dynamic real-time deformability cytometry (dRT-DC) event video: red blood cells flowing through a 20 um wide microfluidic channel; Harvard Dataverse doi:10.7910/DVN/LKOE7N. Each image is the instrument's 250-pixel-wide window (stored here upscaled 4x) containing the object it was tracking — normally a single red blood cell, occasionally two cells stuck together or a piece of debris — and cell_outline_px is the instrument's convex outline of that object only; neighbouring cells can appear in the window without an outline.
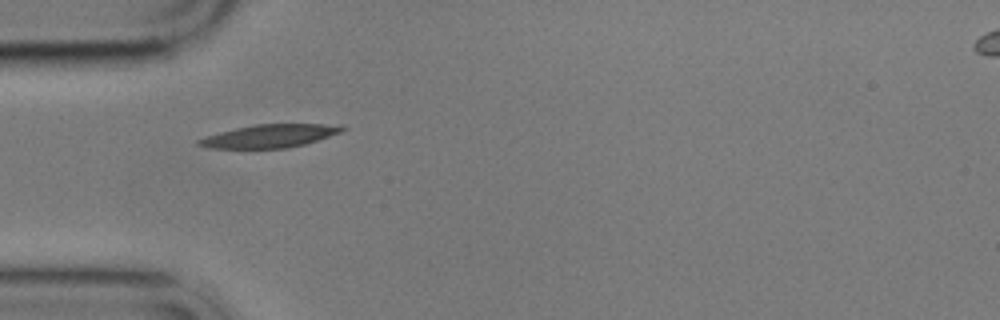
{"species": "common noctule bat (a hibernating species)", "species_latin": "Nyctalus noctula", "temperature_condition": "cold", "stored_images_in_passage": 3, "camera_frame_rate_fps": 3000, "um_per_image_px": 0.085, "animal": {"sex": "male", "body_mass_g": 17.9}, "frame": {"image": 1, "passage_image": 1, "time_ms": 0.0, "image_size_px": [1000, 320], "cell_outline_px": [[348, 128], [340, 132], [304, 144], [288, 148], [208, 148], [196, 144], [196, 140], [204, 136], [236, 128], [256, 124], [340, 124]], "centroid_in_image_um": [22.91, 11.55], "position_along_channel_um": 62.1, "area_um2": 19.25}}
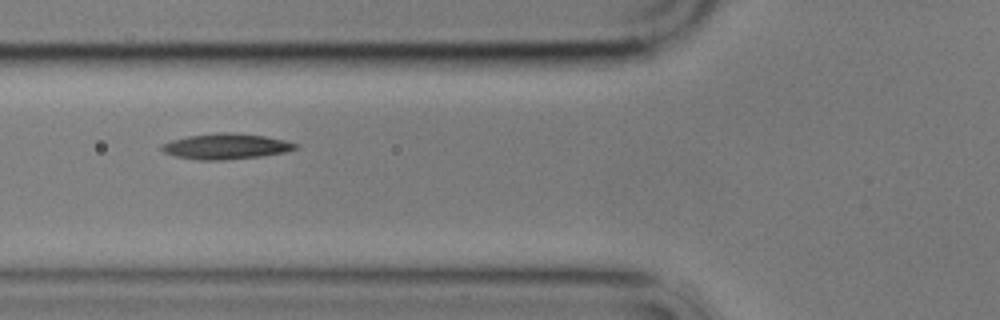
{"frame": {"image": 2, "passage_image": 2, "time_ms": 1.333, "image_size_px": [1000, 320], "cell_outline_px": [[300, 148], [284, 152], [260, 156], [224, 160], [200, 160], [176, 156], [164, 152], [160, 148], [160, 144], [172, 140], [188, 136], [216, 132], [228, 132], [264, 136], [284, 140], [300, 144]], "centroid_in_image_um": [19.22, 12.44], "position_along_channel_um": 106.6, "area_um2": 19.94}}
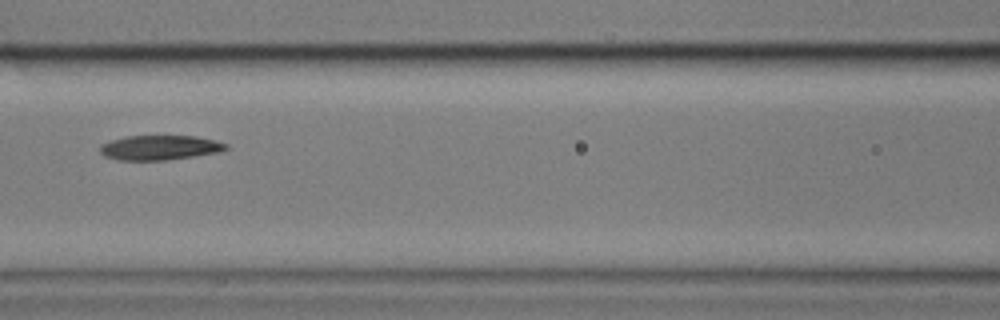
{"frame": {"image": 3, "passage_image": 3, "time_ms": 2.667, "image_size_px": [1000, 320], "cell_outline_px": [[228, 148], [216, 152], [168, 160], [116, 160], [104, 156], [100, 152], [100, 144], [112, 140], [128, 136], [196, 136], [216, 140], [228, 144]], "centroid_in_image_um": [13.55, 12.54], "position_along_channel_um": 153.0, "area_um2": 18.03}}